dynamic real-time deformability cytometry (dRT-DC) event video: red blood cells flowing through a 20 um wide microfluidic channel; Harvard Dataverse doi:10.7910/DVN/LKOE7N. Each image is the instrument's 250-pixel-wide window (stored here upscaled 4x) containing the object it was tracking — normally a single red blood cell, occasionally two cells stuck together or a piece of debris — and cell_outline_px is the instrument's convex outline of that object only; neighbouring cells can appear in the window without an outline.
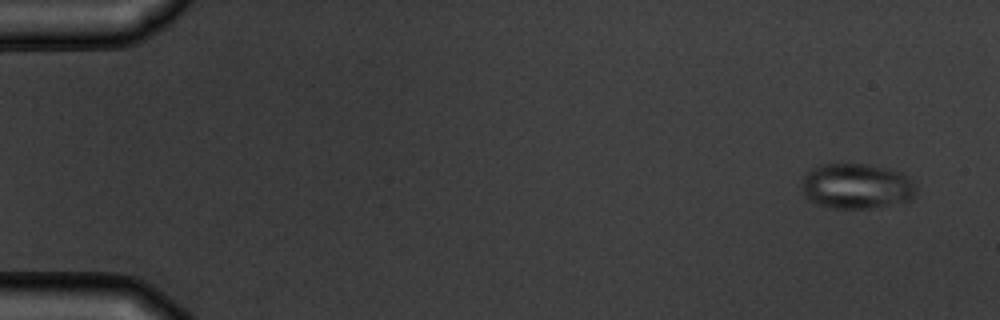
{"species": "common noctule bat (a hibernating species)", "species_latin": "Nyctalus noctula", "temperature_condition": "warm", "stored_images_in_passage": 6, "camera_frame_rate_fps": 3000, "um_per_image_px": 0.085, "animal": {"sex": "male", "body_mass_g": 19.5, "forearm_length_mm": 54.6}, "frame": {"image": 1, "passage_image": 2, "time_ms": 1.0, "image_size_px": [1000, 320], "cell_outline_px": [[916, 192], [908, 200], [868, 208], [828, 208], [816, 204], [804, 196], [804, 172], [812, 168], [824, 164], [868, 164], [888, 168], [904, 172], [916, 184]], "centroid_in_image_um": [72.81, 15.8], "position_along_channel_um": 12.2, "area_um2": 30.17}}